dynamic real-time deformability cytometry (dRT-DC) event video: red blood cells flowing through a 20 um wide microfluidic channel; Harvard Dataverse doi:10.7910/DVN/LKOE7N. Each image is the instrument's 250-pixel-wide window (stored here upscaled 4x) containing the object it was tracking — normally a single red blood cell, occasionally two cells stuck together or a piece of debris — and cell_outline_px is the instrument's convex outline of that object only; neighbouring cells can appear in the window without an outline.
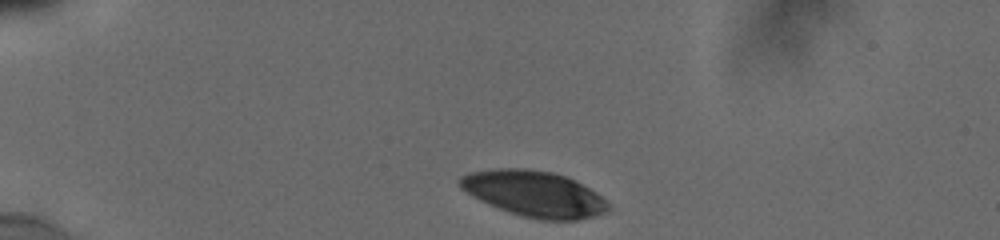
{"species": "human", "species_latin": "Homo sapiens", "temperature_condition": "cold", "stored_images_in_passage": 32, "camera_frame_rate_fps": 3000, "um_per_image_px": 0.085, "donor": {"sex": "male"}, "frame": {"image": 1, "passage_image": 1, "time_ms": 0.0, "image_size_px": [1000, 240], "cell_outline_px": [[608, 208], [604, 212], [592, 216], [576, 220], [540, 220], [508, 212], [488, 204], [472, 196], [460, 188], [456, 180], [460, 176], [468, 172], [496, 168], [528, 168], [552, 172], [568, 176], [596, 192], [608, 204]], "centroid_in_image_um": [45.34, 16.45], "position_along_channel_um": 39.7, "area_um2": 39.71}}
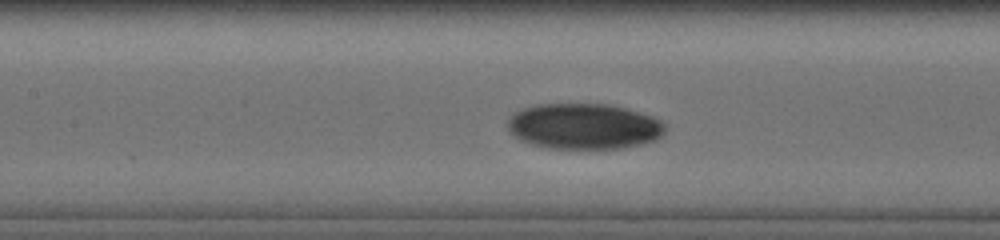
{"frame": {"image": 2, "passage_image": 15, "time_ms": 4.667, "image_size_px": [1000, 240], "cell_outline_px": [[664, 132], [656, 140], [624, 148], [548, 148], [532, 144], [520, 140], [508, 132], [508, 120], [516, 112], [524, 108], [540, 104], [608, 104], [628, 108], [652, 116], [660, 120], [664, 124]], "centroid_in_image_um": [49.64, 10.73], "position_along_channel_um": 157.8, "area_um2": 41.91}}
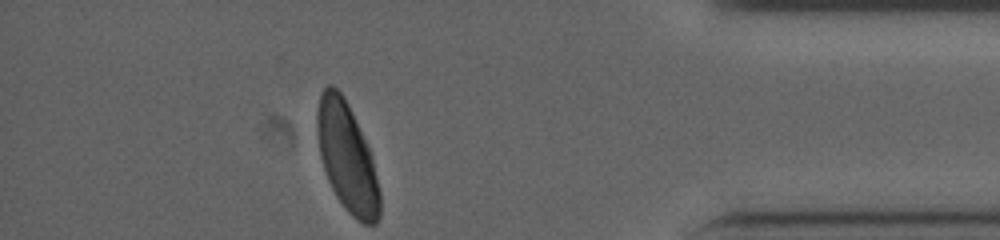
{"frame": {"image": 3, "passage_image": 32, "time_ms": 12.0, "image_size_px": [1000, 240], "cell_outline_px": [[380, 216], [376, 224], [364, 224], [356, 220], [348, 212], [336, 196], [328, 180], [320, 156], [316, 136], [316, 112], [320, 96], [324, 88], [328, 84], [332, 84], [344, 96], [352, 112], [368, 148], [372, 160], [380, 192]], "centroid_in_image_um": [29.47, 13.38], "position_along_channel_um": 405.7, "area_um2": 39.54}, "authors_computed_cell_mechanics": {"area_um2": 41.8472, "velocity_mm_per_s": 3.8095, "shape_relaxation_time_tau1_ms": 2.897, "shape_relaxation_time_tau2_ms": null, "deformation_change_tau1": 0.1408, "deformation_change_tau2": null}}